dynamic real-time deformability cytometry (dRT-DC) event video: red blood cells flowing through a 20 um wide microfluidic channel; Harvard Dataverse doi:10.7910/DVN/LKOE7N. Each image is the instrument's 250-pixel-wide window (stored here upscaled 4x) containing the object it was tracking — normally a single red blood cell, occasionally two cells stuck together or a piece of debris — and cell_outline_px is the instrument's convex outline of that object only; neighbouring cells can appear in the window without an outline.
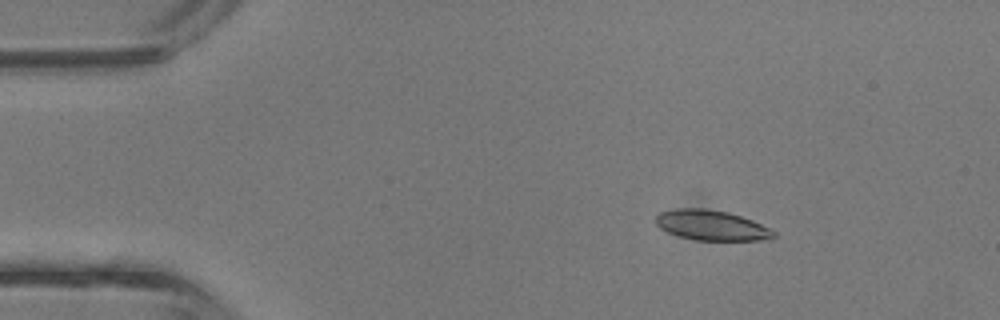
{"species": "common noctule bat (a hibernating species)", "species_latin": "Nyctalus noctula", "temperature_condition": "room temperature", "stored_images_in_passage": 5, "camera_frame_rate_fps": 3000, "um_per_image_px": 0.085, "animal": {"sex": "male", "body_mass_g": 13.3}, "frame": {"image": 1, "passage_image": 2, "time_ms": 0.333, "image_size_px": [1000, 320], "cell_outline_px": [[776, 236], [760, 240], [696, 240], [680, 236], [668, 232], [660, 228], [656, 224], [656, 216], [660, 212], [676, 208], [704, 208], [728, 212], [752, 220], [776, 232]], "centroid_in_image_um": [60.45, 19.14], "position_along_channel_um": 24.6, "area_um2": 20.52}}
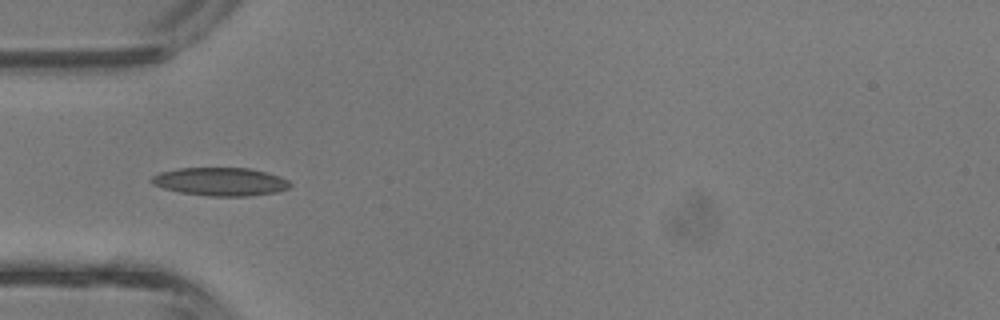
{"frame": {"image": 2, "passage_image": 4, "time_ms": 1.0, "image_size_px": [1000, 320], "cell_outline_px": [[292, 184], [288, 188], [276, 192], [248, 196], [208, 196], [180, 192], [164, 188], [152, 184], [148, 180], [152, 176], [160, 172], [180, 168], [248, 168], [268, 172], [280, 176], [288, 180]], "centroid_in_image_um": [18.73, 15.44], "position_along_channel_um": 66.3, "area_um2": 22.83}}
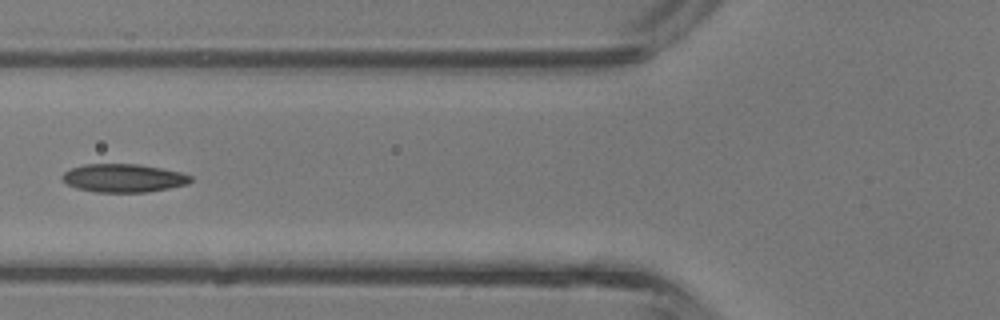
{"frame": {"image": 3, "passage_image": 5, "time_ms": 1.333, "image_size_px": [1000, 320], "cell_outline_px": [[192, 180], [188, 184], [148, 192], [96, 192], [76, 188], [68, 184], [60, 176], [64, 172], [72, 168], [84, 164], [140, 164], [180, 172], [192, 176]], "centroid_in_image_um": [10.5, 15.13], "position_along_channel_um": 115.3, "area_um2": 21.1}}